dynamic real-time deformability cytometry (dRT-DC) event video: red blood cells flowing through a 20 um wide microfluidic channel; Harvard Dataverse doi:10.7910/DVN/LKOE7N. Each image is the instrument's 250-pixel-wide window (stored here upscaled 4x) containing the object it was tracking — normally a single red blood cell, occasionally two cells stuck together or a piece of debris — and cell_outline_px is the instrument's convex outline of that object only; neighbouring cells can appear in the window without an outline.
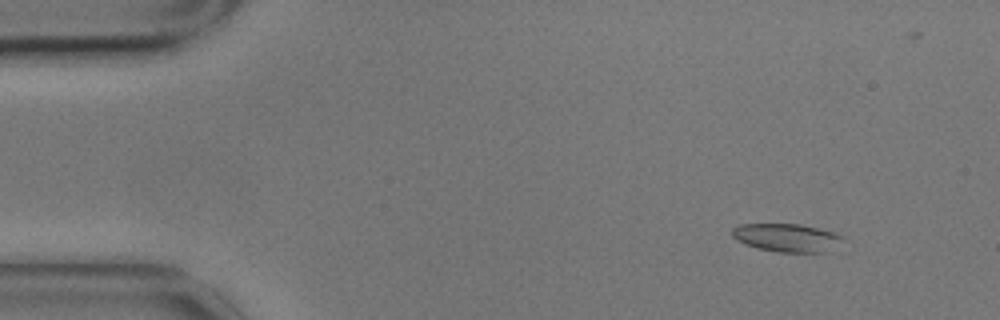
{"species": "common noctule bat (a hibernating species)", "species_latin": "Nyctalus noctula", "temperature_condition": "cold", "stored_images_in_passage": 6, "camera_frame_rate_fps": 3000, "um_per_image_px": 0.085, "animal": {"sex": "male", "body_mass_g": 17.9}, "frame": {"image": 1, "passage_image": 2, "time_ms": 0.333, "image_size_px": [1000, 320], "cell_outline_px": [[840, 236], [824, 252], [776, 252], [756, 248], [744, 244], [736, 240], [732, 236], [732, 228], [740, 224], [800, 224], [836, 232]], "centroid_in_image_um": [66.71, 20.18], "position_along_channel_um": 18.3, "area_um2": 17.69}}